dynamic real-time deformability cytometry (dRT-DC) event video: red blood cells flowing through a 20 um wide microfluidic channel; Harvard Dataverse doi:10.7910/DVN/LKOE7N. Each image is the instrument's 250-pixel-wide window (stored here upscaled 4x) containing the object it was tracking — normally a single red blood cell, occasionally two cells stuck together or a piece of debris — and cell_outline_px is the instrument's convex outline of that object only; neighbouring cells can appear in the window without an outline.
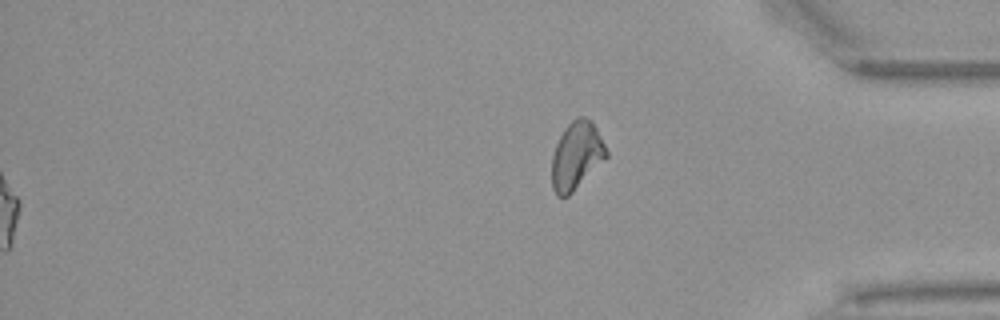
{"species": "Egyptian fruit bat (a non-hibernating species)", "species_latin": "Rousettus aegyptiacus", "temperature_condition": "warm", "stored_images_in_passage": 40, "segment_of_instrument_passage": [2, 2], "camera_frame_rate_fps": 3000, "um_per_image_px": 0.085, "animal": {"sex": "female"}, "frame": {"image": 1, "passage_image": 40, "time_ms": 13.0, "image_size_px": [1000, 320], "cell_outline_px": [[608, 156], [568, 196], [556, 196], [552, 188], [552, 156], [556, 144], [564, 128], [576, 116], [584, 116], [592, 120], [608, 152]], "centroid_in_image_um": [48.99, 13.2], "position_along_channel_um": 386.2, "area_um2": 21.39}}